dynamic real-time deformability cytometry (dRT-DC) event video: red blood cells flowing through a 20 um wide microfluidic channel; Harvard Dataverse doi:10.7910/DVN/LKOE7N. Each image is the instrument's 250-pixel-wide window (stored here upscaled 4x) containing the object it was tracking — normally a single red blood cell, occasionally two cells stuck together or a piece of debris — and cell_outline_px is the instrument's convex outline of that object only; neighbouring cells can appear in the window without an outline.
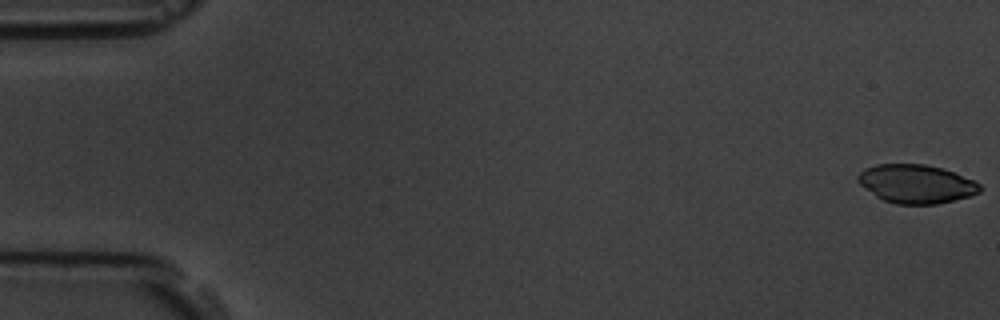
{"species": "common noctule bat (a hibernating species)", "species_latin": "Nyctalus noctula", "temperature_condition": "room temperature", "stored_images_in_passage": 15, "camera_frame_rate_fps": 3000, "um_per_image_px": 0.085, "animal": {"sex": "male", "body_mass_g": 19.5, "forearm_length_mm": 54.6}, "frame": {"image": 1, "passage_image": 1, "time_ms": 0.0, "image_size_px": [1000, 320], "cell_outline_px": [[984, 188], [980, 192], [968, 196], [936, 204], [896, 204], [884, 200], [876, 196], [860, 184], [856, 180], [856, 176], [864, 168], [876, 164], [924, 164], [940, 168], [952, 172], [972, 180], [980, 184]], "centroid_in_image_um": [77.84, 15.63], "position_along_channel_um": 7.2, "area_um2": 27.22}}